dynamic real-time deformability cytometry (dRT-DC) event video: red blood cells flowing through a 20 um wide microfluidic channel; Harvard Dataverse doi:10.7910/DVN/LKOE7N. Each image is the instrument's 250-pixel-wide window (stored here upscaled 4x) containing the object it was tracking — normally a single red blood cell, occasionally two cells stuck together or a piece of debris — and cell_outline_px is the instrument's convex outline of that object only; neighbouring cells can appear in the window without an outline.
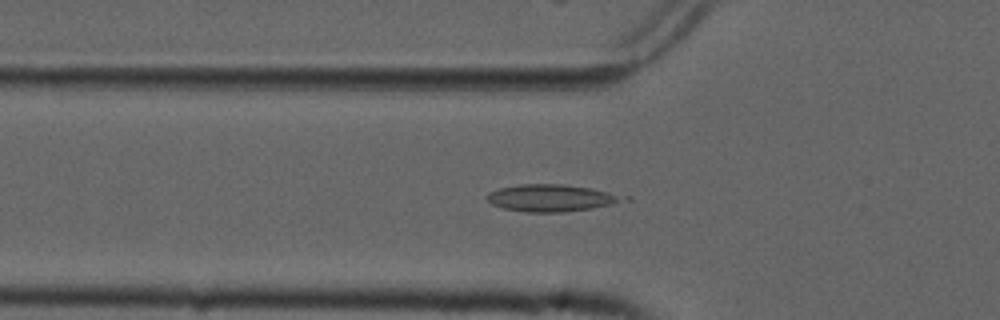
{"species": "common noctule bat (a hibernating species)", "species_latin": "Nyctalus noctula", "temperature_condition": "cold", "stored_images_in_passage": 55, "camera_frame_rate_fps": 3000, "um_per_image_px": 0.085, "animal": {"sex": "male", "forearm_length_mm": 52.5}, "frame": {"image": 1, "passage_image": 19, "time_ms": 6.0, "image_size_px": [1000, 320], "cell_outline_px": [[620, 200], [612, 204], [592, 208], [564, 212], [524, 212], [504, 208], [492, 204], [484, 196], [488, 192], [500, 188], [520, 184], [560, 184], [588, 188], [604, 192], [616, 196]], "centroid_in_image_um": [46.65, 16.83], "position_along_channel_um": 79.1, "area_um2": 20.69}}
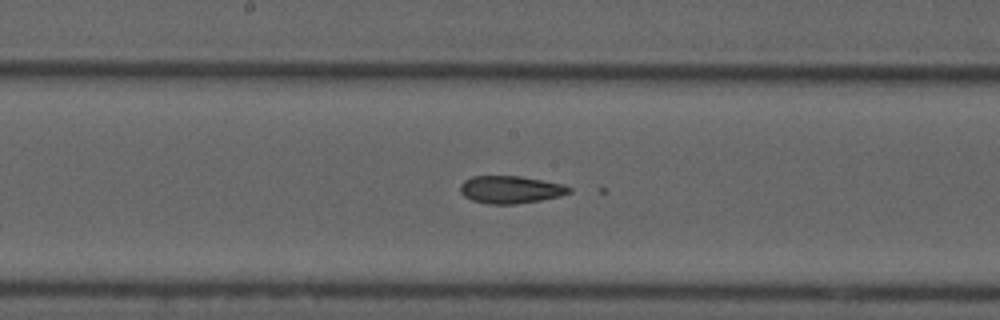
{"frame": {"image": 2, "passage_image": 29, "time_ms": 9.333, "image_size_px": [1000, 320], "cell_outline_px": [[572, 192], [560, 196], [540, 200], [516, 204], [488, 204], [472, 200], [464, 196], [460, 192], [460, 184], [464, 180], [472, 176], [520, 176], [564, 184], [572, 188]], "centroid_in_image_um": [43.4, 16.11], "position_along_channel_um": 204.8, "area_um2": 17.57}}
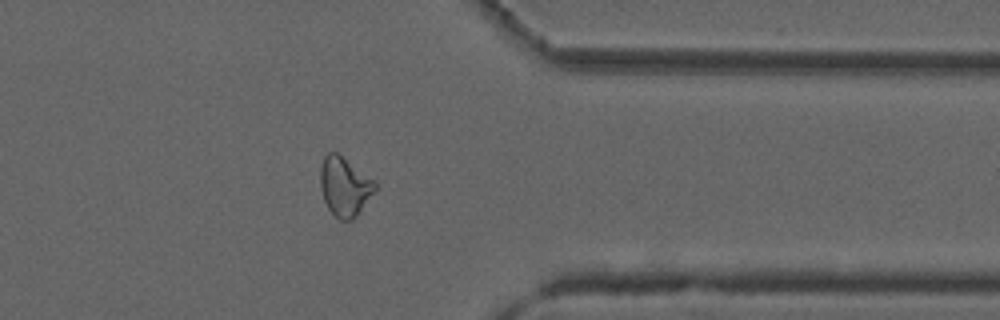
{"frame": {"image": 3, "passage_image": 44, "time_ms": 14.333, "image_size_px": [1000, 320], "cell_outline_px": [[376, 188], [356, 216], [352, 220], [340, 220], [328, 208], [324, 200], [320, 188], [320, 168], [324, 156], [328, 152], [336, 152], [372, 180], [376, 184]], "centroid_in_image_um": [29.24, 15.86], "position_along_channel_um": 382.2, "area_um2": 18.26}}